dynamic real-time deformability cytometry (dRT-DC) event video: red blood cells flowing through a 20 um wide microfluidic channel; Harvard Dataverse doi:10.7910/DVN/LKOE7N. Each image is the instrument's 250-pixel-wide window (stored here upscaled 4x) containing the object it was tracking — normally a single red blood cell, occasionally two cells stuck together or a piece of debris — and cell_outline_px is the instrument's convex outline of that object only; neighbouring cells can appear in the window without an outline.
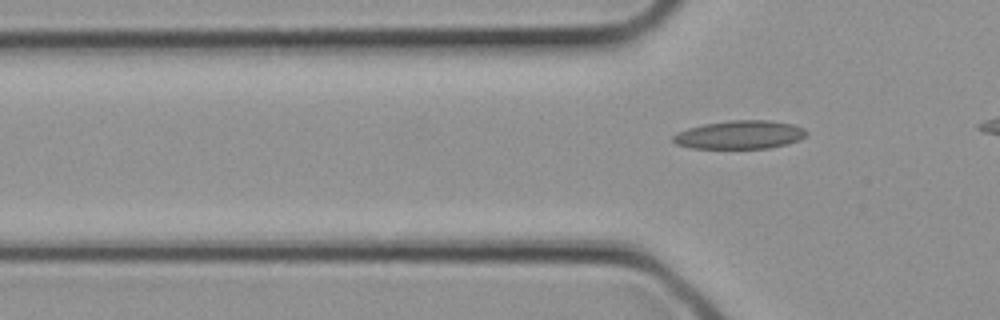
{"species": "common noctule bat (a hibernating species)", "species_latin": "Nyctalus noctula", "temperature_condition": "cold", "stored_images_in_passage": 6, "segment_of_instrument_passage": [2, 2], "camera_frame_rate_fps": 3000, "um_per_image_px": 0.085, "animal": {"sex": "female", "body_mass_g": 21.9}, "frame": {"image": 1, "passage_image": 6, "time_ms": 1.667, "image_size_px": [1000, 320], "cell_outline_px": [[808, 132], [800, 140], [788, 144], [768, 148], [692, 148], [676, 144], [672, 140], [672, 136], [676, 132], [688, 128], [704, 124], [732, 120], [768, 120], [792, 124], [804, 128]], "centroid_in_image_um": [62.88, 11.45], "position_along_channel_um": 62.9, "area_um2": 22.08}}